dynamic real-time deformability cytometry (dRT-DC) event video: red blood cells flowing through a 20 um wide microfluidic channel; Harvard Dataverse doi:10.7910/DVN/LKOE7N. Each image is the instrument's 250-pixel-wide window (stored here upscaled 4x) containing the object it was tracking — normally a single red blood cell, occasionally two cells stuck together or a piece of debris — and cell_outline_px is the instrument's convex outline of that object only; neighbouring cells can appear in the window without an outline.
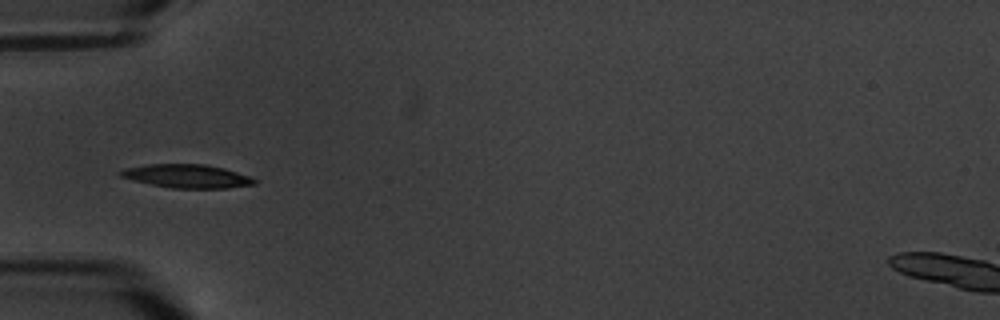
{"species": "common noctule bat (a hibernating species)", "species_latin": "Nyctalus noctula", "temperature_condition": "warm", "stored_images_in_passage": 7, "camera_frame_rate_fps": 3000, "um_per_image_px": 0.085, "animal": {"sex": "male", "body_mass_g": 20.1, "forearm_length_mm": 53.5}, "frame": {"image": 1, "passage_image": 4, "time_ms": 4.333, "image_size_px": [1000, 320], "cell_outline_px": [[256, 184], [228, 188], [172, 188], [152, 184], [120, 176], [116, 172], [124, 168], [148, 164], [204, 164], [224, 168], [248, 176], [256, 180]], "centroid_in_image_um": [15.88, 14.96], "position_along_channel_um": 69.1, "area_um2": 18.15}}
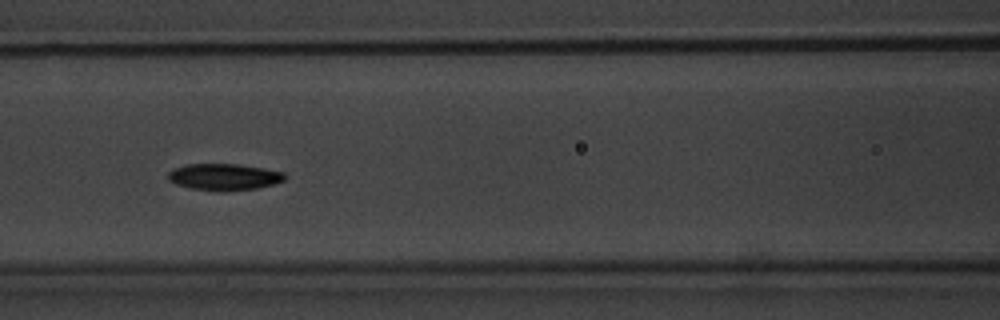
{"frame": {"image": 2, "passage_image": 6, "time_ms": 6.667, "image_size_px": [1000, 320], "cell_outline_px": [[288, 176], [284, 180], [272, 184], [256, 188], [228, 192], [216, 192], [192, 188], [176, 184], [168, 180], [168, 172], [176, 168], [188, 164], [240, 164], [264, 168], [284, 172]], "centroid_in_image_um": [19.07, 15.05], "position_along_channel_um": 147.5, "area_um2": 18.26}}